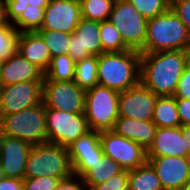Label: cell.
<instances>
[{
	"mask_svg": "<svg viewBox=\"0 0 190 190\" xmlns=\"http://www.w3.org/2000/svg\"><path fill=\"white\" fill-rule=\"evenodd\" d=\"M75 64L68 54L52 57L43 80L74 81Z\"/></svg>",
	"mask_w": 190,
	"mask_h": 190,
	"instance_id": "cell-26",
	"label": "cell"
},
{
	"mask_svg": "<svg viewBox=\"0 0 190 190\" xmlns=\"http://www.w3.org/2000/svg\"><path fill=\"white\" fill-rule=\"evenodd\" d=\"M7 18L10 23H13L20 14L25 11L28 5L36 7H46L50 0H5Z\"/></svg>",
	"mask_w": 190,
	"mask_h": 190,
	"instance_id": "cell-33",
	"label": "cell"
},
{
	"mask_svg": "<svg viewBox=\"0 0 190 190\" xmlns=\"http://www.w3.org/2000/svg\"><path fill=\"white\" fill-rule=\"evenodd\" d=\"M60 181L50 176L23 178V190H56Z\"/></svg>",
	"mask_w": 190,
	"mask_h": 190,
	"instance_id": "cell-35",
	"label": "cell"
},
{
	"mask_svg": "<svg viewBox=\"0 0 190 190\" xmlns=\"http://www.w3.org/2000/svg\"><path fill=\"white\" fill-rule=\"evenodd\" d=\"M36 32L43 38L52 57L68 54L71 34L44 29H39Z\"/></svg>",
	"mask_w": 190,
	"mask_h": 190,
	"instance_id": "cell-30",
	"label": "cell"
},
{
	"mask_svg": "<svg viewBox=\"0 0 190 190\" xmlns=\"http://www.w3.org/2000/svg\"><path fill=\"white\" fill-rule=\"evenodd\" d=\"M141 53L136 50L103 52L98 56V85L118 92L140 82Z\"/></svg>",
	"mask_w": 190,
	"mask_h": 190,
	"instance_id": "cell-2",
	"label": "cell"
},
{
	"mask_svg": "<svg viewBox=\"0 0 190 190\" xmlns=\"http://www.w3.org/2000/svg\"><path fill=\"white\" fill-rule=\"evenodd\" d=\"M146 156L190 157L185 148V136L180 127L157 128L152 144L146 150Z\"/></svg>",
	"mask_w": 190,
	"mask_h": 190,
	"instance_id": "cell-18",
	"label": "cell"
},
{
	"mask_svg": "<svg viewBox=\"0 0 190 190\" xmlns=\"http://www.w3.org/2000/svg\"><path fill=\"white\" fill-rule=\"evenodd\" d=\"M175 98L190 100V70L185 69L178 81Z\"/></svg>",
	"mask_w": 190,
	"mask_h": 190,
	"instance_id": "cell-37",
	"label": "cell"
},
{
	"mask_svg": "<svg viewBox=\"0 0 190 190\" xmlns=\"http://www.w3.org/2000/svg\"><path fill=\"white\" fill-rule=\"evenodd\" d=\"M152 121L157 128L181 126L176 98L174 96L164 95L157 97Z\"/></svg>",
	"mask_w": 190,
	"mask_h": 190,
	"instance_id": "cell-22",
	"label": "cell"
},
{
	"mask_svg": "<svg viewBox=\"0 0 190 190\" xmlns=\"http://www.w3.org/2000/svg\"><path fill=\"white\" fill-rule=\"evenodd\" d=\"M183 51L185 56V69L190 70V43Z\"/></svg>",
	"mask_w": 190,
	"mask_h": 190,
	"instance_id": "cell-43",
	"label": "cell"
},
{
	"mask_svg": "<svg viewBox=\"0 0 190 190\" xmlns=\"http://www.w3.org/2000/svg\"><path fill=\"white\" fill-rule=\"evenodd\" d=\"M47 142L68 148L90 131L84 114L45 108Z\"/></svg>",
	"mask_w": 190,
	"mask_h": 190,
	"instance_id": "cell-8",
	"label": "cell"
},
{
	"mask_svg": "<svg viewBox=\"0 0 190 190\" xmlns=\"http://www.w3.org/2000/svg\"><path fill=\"white\" fill-rule=\"evenodd\" d=\"M185 70L183 50L141 53L140 82L158 96H174Z\"/></svg>",
	"mask_w": 190,
	"mask_h": 190,
	"instance_id": "cell-1",
	"label": "cell"
},
{
	"mask_svg": "<svg viewBox=\"0 0 190 190\" xmlns=\"http://www.w3.org/2000/svg\"><path fill=\"white\" fill-rule=\"evenodd\" d=\"M99 21L81 19L71 34L68 55L78 62L89 56H99L103 53L99 37Z\"/></svg>",
	"mask_w": 190,
	"mask_h": 190,
	"instance_id": "cell-15",
	"label": "cell"
},
{
	"mask_svg": "<svg viewBox=\"0 0 190 190\" xmlns=\"http://www.w3.org/2000/svg\"><path fill=\"white\" fill-rule=\"evenodd\" d=\"M32 146L27 141L0 134V165L5 177L24 178L25 165Z\"/></svg>",
	"mask_w": 190,
	"mask_h": 190,
	"instance_id": "cell-17",
	"label": "cell"
},
{
	"mask_svg": "<svg viewBox=\"0 0 190 190\" xmlns=\"http://www.w3.org/2000/svg\"><path fill=\"white\" fill-rule=\"evenodd\" d=\"M180 0H164V2L171 8L175 3L179 2Z\"/></svg>",
	"mask_w": 190,
	"mask_h": 190,
	"instance_id": "cell-44",
	"label": "cell"
},
{
	"mask_svg": "<svg viewBox=\"0 0 190 190\" xmlns=\"http://www.w3.org/2000/svg\"><path fill=\"white\" fill-rule=\"evenodd\" d=\"M19 34L12 23L0 27V62L8 60L17 52Z\"/></svg>",
	"mask_w": 190,
	"mask_h": 190,
	"instance_id": "cell-31",
	"label": "cell"
},
{
	"mask_svg": "<svg viewBox=\"0 0 190 190\" xmlns=\"http://www.w3.org/2000/svg\"><path fill=\"white\" fill-rule=\"evenodd\" d=\"M17 51L43 73L50 66L52 56L43 38L36 31L19 34Z\"/></svg>",
	"mask_w": 190,
	"mask_h": 190,
	"instance_id": "cell-20",
	"label": "cell"
},
{
	"mask_svg": "<svg viewBox=\"0 0 190 190\" xmlns=\"http://www.w3.org/2000/svg\"><path fill=\"white\" fill-rule=\"evenodd\" d=\"M86 186L87 190H128V170H122L105 182Z\"/></svg>",
	"mask_w": 190,
	"mask_h": 190,
	"instance_id": "cell-34",
	"label": "cell"
},
{
	"mask_svg": "<svg viewBox=\"0 0 190 190\" xmlns=\"http://www.w3.org/2000/svg\"><path fill=\"white\" fill-rule=\"evenodd\" d=\"M163 190H182L190 184V157L147 156Z\"/></svg>",
	"mask_w": 190,
	"mask_h": 190,
	"instance_id": "cell-12",
	"label": "cell"
},
{
	"mask_svg": "<svg viewBox=\"0 0 190 190\" xmlns=\"http://www.w3.org/2000/svg\"><path fill=\"white\" fill-rule=\"evenodd\" d=\"M128 190H163L153 167L146 162L128 171Z\"/></svg>",
	"mask_w": 190,
	"mask_h": 190,
	"instance_id": "cell-23",
	"label": "cell"
},
{
	"mask_svg": "<svg viewBox=\"0 0 190 190\" xmlns=\"http://www.w3.org/2000/svg\"><path fill=\"white\" fill-rule=\"evenodd\" d=\"M104 156L116 161L123 170H132L147 162L146 150L135 141L117 135L113 130L100 132Z\"/></svg>",
	"mask_w": 190,
	"mask_h": 190,
	"instance_id": "cell-10",
	"label": "cell"
},
{
	"mask_svg": "<svg viewBox=\"0 0 190 190\" xmlns=\"http://www.w3.org/2000/svg\"><path fill=\"white\" fill-rule=\"evenodd\" d=\"M75 176L82 177L104 156L100 143V132L90 130L68 147Z\"/></svg>",
	"mask_w": 190,
	"mask_h": 190,
	"instance_id": "cell-16",
	"label": "cell"
},
{
	"mask_svg": "<svg viewBox=\"0 0 190 190\" xmlns=\"http://www.w3.org/2000/svg\"><path fill=\"white\" fill-rule=\"evenodd\" d=\"M44 73L26 60L18 51L8 60L0 62V80L2 86L23 81H43Z\"/></svg>",
	"mask_w": 190,
	"mask_h": 190,
	"instance_id": "cell-19",
	"label": "cell"
},
{
	"mask_svg": "<svg viewBox=\"0 0 190 190\" xmlns=\"http://www.w3.org/2000/svg\"><path fill=\"white\" fill-rule=\"evenodd\" d=\"M7 18L6 1L0 0V27L9 24Z\"/></svg>",
	"mask_w": 190,
	"mask_h": 190,
	"instance_id": "cell-41",
	"label": "cell"
},
{
	"mask_svg": "<svg viewBox=\"0 0 190 190\" xmlns=\"http://www.w3.org/2000/svg\"><path fill=\"white\" fill-rule=\"evenodd\" d=\"M0 134L37 145L47 142L45 107L43 102L23 111L0 118Z\"/></svg>",
	"mask_w": 190,
	"mask_h": 190,
	"instance_id": "cell-5",
	"label": "cell"
},
{
	"mask_svg": "<svg viewBox=\"0 0 190 190\" xmlns=\"http://www.w3.org/2000/svg\"><path fill=\"white\" fill-rule=\"evenodd\" d=\"M120 92L101 85L86 91L84 115L90 130H113L119 116L118 102Z\"/></svg>",
	"mask_w": 190,
	"mask_h": 190,
	"instance_id": "cell-6",
	"label": "cell"
},
{
	"mask_svg": "<svg viewBox=\"0 0 190 190\" xmlns=\"http://www.w3.org/2000/svg\"><path fill=\"white\" fill-rule=\"evenodd\" d=\"M1 89H2V84H1V80H0V92H1Z\"/></svg>",
	"mask_w": 190,
	"mask_h": 190,
	"instance_id": "cell-47",
	"label": "cell"
},
{
	"mask_svg": "<svg viewBox=\"0 0 190 190\" xmlns=\"http://www.w3.org/2000/svg\"><path fill=\"white\" fill-rule=\"evenodd\" d=\"M158 95L139 82L119 94L118 112L120 117L150 121L153 118Z\"/></svg>",
	"mask_w": 190,
	"mask_h": 190,
	"instance_id": "cell-13",
	"label": "cell"
},
{
	"mask_svg": "<svg viewBox=\"0 0 190 190\" xmlns=\"http://www.w3.org/2000/svg\"><path fill=\"white\" fill-rule=\"evenodd\" d=\"M73 175L68 148L49 142L31 147L24 178L50 176L64 180Z\"/></svg>",
	"mask_w": 190,
	"mask_h": 190,
	"instance_id": "cell-4",
	"label": "cell"
},
{
	"mask_svg": "<svg viewBox=\"0 0 190 190\" xmlns=\"http://www.w3.org/2000/svg\"><path fill=\"white\" fill-rule=\"evenodd\" d=\"M190 43L187 27L169 8L147 21L146 39L140 53L184 50Z\"/></svg>",
	"mask_w": 190,
	"mask_h": 190,
	"instance_id": "cell-3",
	"label": "cell"
},
{
	"mask_svg": "<svg viewBox=\"0 0 190 190\" xmlns=\"http://www.w3.org/2000/svg\"><path fill=\"white\" fill-rule=\"evenodd\" d=\"M177 110L179 114V119L181 126L190 124V100L176 98Z\"/></svg>",
	"mask_w": 190,
	"mask_h": 190,
	"instance_id": "cell-39",
	"label": "cell"
},
{
	"mask_svg": "<svg viewBox=\"0 0 190 190\" xmlns=\"http://www.w3.org/2000/svg\"><path fill=\"white\" fill-rule=\"evenodd\" d=\"M43 81H23L2 86L0 118L42 103Z\"/></svg>",
	"mask_w": 190,
	"mask_h": 190,
	"instance_id": "cell-11",
	"label": "cell"
},
{
	"mask_svg": "<svg viewBox=\"0 0 190 190\" xmlns=\"http://www.w3.org/2000/svg\"><path fill=\"white\" fill-rule=\"evenodd\" d=\"M0 190H23V179L5 177L0 181Z\"/></svg>",
	"mask_w": 190,
	"mask_h": 190,
	"instance_id": "cell-40",
	"label": "cell"
},
{
	"mask_svg": "<svg viewBox=\"0 0 190 190\" xmlns=\"http://www.w3.org/2000/svg\"><path fill=\"white\" fill-rule=\"evenodd\" d=\"M3 178H5V174H4V172H3V170H2V167H1V165H0V181H1Z\"/></svg>",
	"mask_w": 190,
	"mask_h": 190,
	"instance_id": "cell-45",
	"label": "cell"
},
{
	"mask_svg": "<svg viewBox=\"0 0 190 190\" xmlns=\"http://www.w3.org/2000/svg\"><path fill=\"white\" fill-rule=\"evenodd\" d=\"M98 56H89L75 64L74 82L84 91L98 85Z\"/></svg>",
	"mask_w": 190,
	"mask_h": 190,
	"instance_id": "cell-25",
	"label": "cell"
},
{
	"mask_svg": "<svg viewBox=\"0 0 190 190\" xmlns=\"http://www.w3.org/2000/svg\"><path fill=\"white\" fill-rule=\"evenodd\" d=\"M44 8L28 5L12 25L20 33L38 31L44 19Z\"/></svg>",
	"mask_w": 190,
	"mask_h": 190,
	"instance_id": "cell-27",
	"label": "cell"
},
{
	"mask_svg": "<svg viewBox=\"0 0 190 190\" xmlns=\"http://www.w3.org/2000/svg\"><path fill=\"white\" fill-rule=\"evenodd\" d=\"M181 132L185 136V148H187L190 153V124L181 126Z\"/></svg>",
	"mask_w": 190,
	"mask_h": 190,
	"instance_id": "cell-42",
	"label": "cell"
},
{
	"mask_svg": "<svg viewBox=\"0 0 190 190\" xmlns=\"http://www.w3.org/2000/svg\"><path fill=\"white\" fill-rule=\"evenodd\" d=\"M99 37L103 52H122L130 50L121 38L120 32L109 21H101Z\"/></svg>",
	"mask_w": 190,
	"mask_h": 190,
	"instance_id": "cell-28",
	"label": "cell"
},
{
	"mask_svg": "<svg viewBox=\"0 0 190 190\" xmlns=\"http://www.w3.org/2000/svg\"><path fill=\"white\" fill-rule=\"evenodd\" d=\"M182 190H190V184L186 185Z\"/></svg>",
	"mask_w": 190,
	"mask_h": 190,
	"instance_id": "cell-46",
	"label": "cell"
},
{
	"mask_svg": "<svg viewBox=\"0 0 190 190\" xmlns=\"http://www.w3.org/2000/svg\"><path fill=\"white\" fill-rule=\"evenodd\" d=\"M115 0H80L83 19L92 21H106L112 11Z\"/></svg>",
	"mask_w": 190,
	"mask_h": 190,
	"instance_id": "cell-29",
	"label": "cell"
},
{
	"mask_svg": "<svg viewBox=\"0 0 190 190\" xmlns=\"http://www.w3.org/2000/svg\"><path fill=\"white\" fill-rule=\"evenodd\" d=\"M123 169L113 159L103 156L82 176L86 185H97L109 180Z\"/></svg>",
	"mask_w": 190,
	"mask_h": 190,
	"instance_id": "cell-24",
	"label": "cell"
},
{
	"mask_svg": "<svg viewBox=\"0 0 190 190\" xmlns=\"http://www.w3.org/2000/svg\"><path fill=\"white\" fill-rule=\"evenodd\" d=\"M113 131L117 135L135 141L147 150L156 135L157 126L152 120L143 121L118 116Z\"/></svg>",
	"mask_w": 190,
	"mask_h": 190,
	"instance_id": "cell-21",
	"label": "cell"
},
{
	"mask_svg": "<svg viewBox=\"0 0 190 190\" xmlns=\"http://www.w3.org/2000/svg\"><path fill=\"white\" fill-rule=\"evenodd\" d=\"M108 20L129 49L140 52L144 48L148 20L128 0H115Z\"/></svg>",
	"mask_w": 190,
	"mask_h": 190,
	"instance_id": "cell-7",
	"label": "cell"
},
{
	"mask_svg": "<svg viewBox=\"0 0 190 190\" xmlns=\"http://www.w3.org/2000/svg\"><path fill=\"white\" fill-rule=\"evenodd\" d=\"M147 20L169 9L164 0H128Z\"/></svg>",
	"mask_w": 190,
	"mask_h": 190,
	"instance_id": "cell-32",
	"label": "cell"
},
{
	"mask_svg": "<svg viewBox=\"0 0 190 190\" xmlns=\"http://www.w3.org/2000/svg\"><path fill=\"white\" fill-rule=\"evenodd\" d=\"M40 29L72 34L82 19L78 0H50Z\"/></svg>",
	"mask_w": 190,
	"mask_h": 190,
	"instance_id": "cell-14",
	"label": "cell"
},
{
	"mask_svg": "<svg viewBox=\"0 0 190 190\" xmlns=\"http://www.w3.org/2000/svg\"><path fill=\"white\" fill-rule=\"evenodd\" d=\"M171 9L185 24L190 35V0H180Z\"/></svg>",
	"mask_w": 190,
	"mask_h": 190,
	"instance_id": "cell-36",
	"label": "cell"
},
{
	"mask_svg": "<svg viewBox=\"0 0 190 190\" xmlns=\"http://www.w3.org/2000/svg\"><path fill=\"white\" fill-rule=\"evenodd\" d=\"M42 95L45 108L84 114L86 91L74 81L43 80Z\"/></svg>",
	"mask_w": 190,
	"mask_h": 190,
	"instance_id": "cell-9",
	"label": "cell"
},
{
	"mask_svg": "<svg viewBox=\"0 0 190 190\" xmlns=\"http://www.w3.org/2000/svg\"><path fill=\"white\" fill-rule=\"evenodd\" d=\"M56 190H87L82 177L73 175L67 179L61 180Z\"/></svg>",
	"mask_w": 190,
	"mask_h": 190,
	"instance_id": "cell-38",
	"label": "cell"
}]
</instances>
